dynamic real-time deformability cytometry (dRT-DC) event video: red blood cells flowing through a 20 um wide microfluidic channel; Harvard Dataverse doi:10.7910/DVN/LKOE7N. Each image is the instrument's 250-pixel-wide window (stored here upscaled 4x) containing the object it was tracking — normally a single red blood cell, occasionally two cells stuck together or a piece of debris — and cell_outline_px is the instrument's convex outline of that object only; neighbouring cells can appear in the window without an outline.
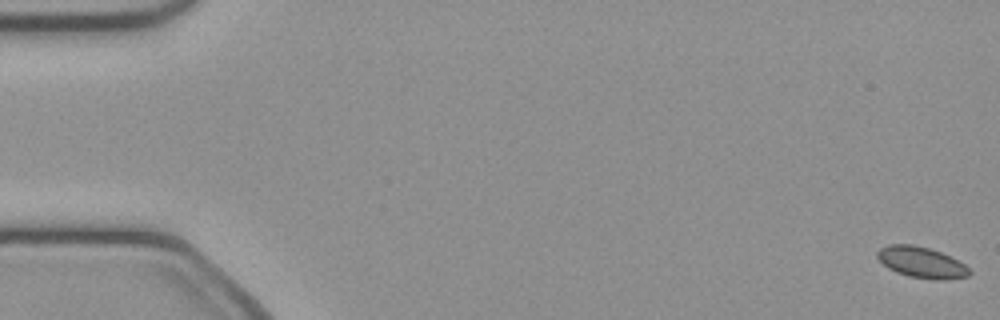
{"species": "common noctule bat (a hibernating species)", "species_latin": "Nyctalus noctula", "temperature_condition": "cold", "stored_images_in_passage": 51, "camera_frame_rate_fps": 3000, "um_per_image_px": 0.085, "animal": {"sex": "female", "body_mass_g": 21.9}, "frame": {"image": 1, "passage_image": 1, "time_ms": 0.0, "image_size_px": [1000, 320], "cell_outline_px": [[972, 272], [968, 276], [944, 280], [936, 280], [908, 276], [896, 272], [888, 268], [876, 256], [876, 252], [880, 248], [888, 244], [912, 244], [928, 248], [940, 252], [964, 264]], "centroid_in_image_um": [78.3, 22.3], "position_along_channel_um": 6.7, "area_um2": 16.53}}
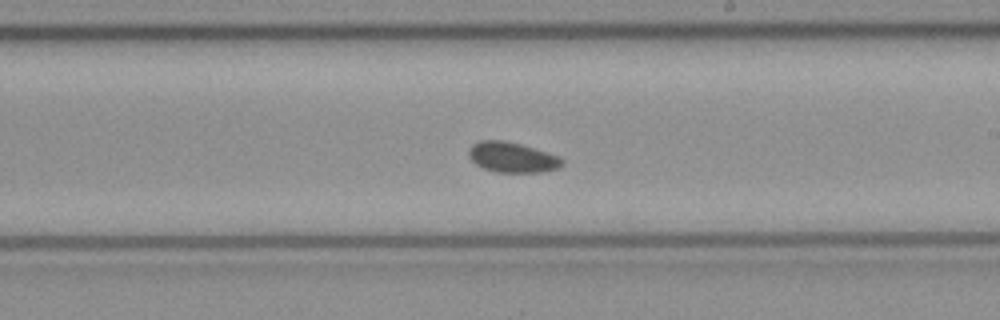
{"frame": {"image": 2, "passage_image": 30, "time_ms": 9.667, "image_size_px": [1000, 320], "cell_outline_px": [[564, 164], [560, 168], [540, 172], [496, 172], [484, 168], [476, 164], [468, 156], [468, 148], [472, 144], [480, 140], [504, 140], [520, 144], [560, 156], [564, 160]], "centroid_in_image_um": [43.54, 13.37], "position_along_channel_um": 245.5, "area_um2": 16.59}}
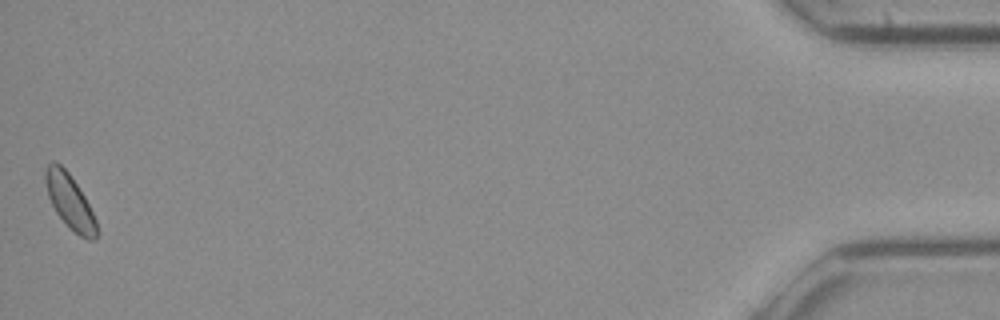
{"frame": {"image": 3, "passage_image": 51, "time_ms": 16.667, "image_size_px": [1000, 320], "cell_outline_px": [[96, 240], [88, 240], [80, 236], [56, 212], [48, 196], [44, 180], [44, 168], [52, 160], [56, 160], [68, 172], [84, 196], [96, 220]], "centroid_in_image_um": [5.89, 17.06], "position_along_channel_um": 429.3, "area_um2": 15.9}}